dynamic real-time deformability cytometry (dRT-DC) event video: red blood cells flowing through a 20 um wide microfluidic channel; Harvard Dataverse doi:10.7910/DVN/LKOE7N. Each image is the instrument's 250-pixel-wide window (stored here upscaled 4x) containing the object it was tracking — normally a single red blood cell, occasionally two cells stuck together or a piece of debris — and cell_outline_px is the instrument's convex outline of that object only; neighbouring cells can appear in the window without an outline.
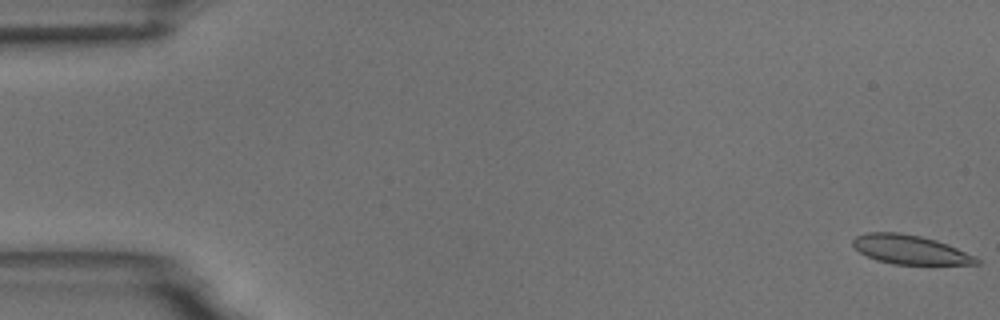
{"species": "common noctule bat (a hibernating species)", "species_latin": "Nyctalus noctula", "temperature_condition": "room temperature", "stored_images_in_passage": 7, "camera_frame_rate_fps": 3000, "um_per_image_px": 0.085, "animal": {"sex": "male", "body_mass_g": 18.8}, "frame": {"image": 1, "passage_image": 1, "time_ms": 0.0, "image_size_px": [1000, 320], "cell_outline_px": [[980, 264], [892, 264], [876, 260], [860, 252], [852, 244], [852, 240], [856, 236], [864, 232], [900, 232], [920, 236], [936, 240], [948, 244], [976, 256], [980, 260]], "centroid_in_image_um": [77.36, 21.21], "position_along_channel_um": 7.6, "area_um2": 20.98}}